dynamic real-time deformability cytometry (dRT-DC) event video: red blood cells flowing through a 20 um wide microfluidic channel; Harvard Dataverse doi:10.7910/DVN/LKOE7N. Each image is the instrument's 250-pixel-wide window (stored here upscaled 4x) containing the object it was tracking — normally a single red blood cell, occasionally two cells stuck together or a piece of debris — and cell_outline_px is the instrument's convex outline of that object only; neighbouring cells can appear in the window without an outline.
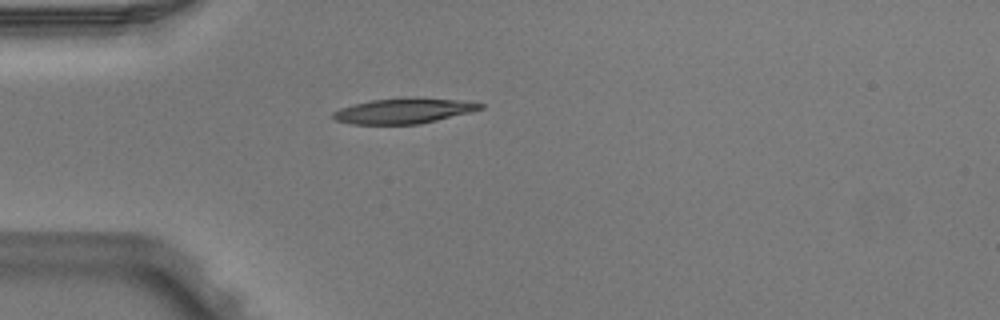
{"species": "Egyptian fruit bat (a non-hibernating species)", "species_latin": "Rousettus aegyptiacus", "temperature_condition": "warm", "stored_images_in_passage": 1, "camera_frame_rate_fps": 3000, "um_per_image_px": 0.085, "animal": {"sex": "male"}, "frame": {"image": 1, "passage_image": 1, "time_ms": 0.0, "image_size_px": [1000, 320], "cell_outline_px": [[484, 108], [472, 112], [420, 124], [352, 124], [336, 120], [332, 116], [332, 112], [340, 108], [372, 100], [472, 100], [484, 104]], "centroid_in_image_um": [34.35, 9.46], "position_along_channel_um": 50.6, "area_um2": 20.81}}